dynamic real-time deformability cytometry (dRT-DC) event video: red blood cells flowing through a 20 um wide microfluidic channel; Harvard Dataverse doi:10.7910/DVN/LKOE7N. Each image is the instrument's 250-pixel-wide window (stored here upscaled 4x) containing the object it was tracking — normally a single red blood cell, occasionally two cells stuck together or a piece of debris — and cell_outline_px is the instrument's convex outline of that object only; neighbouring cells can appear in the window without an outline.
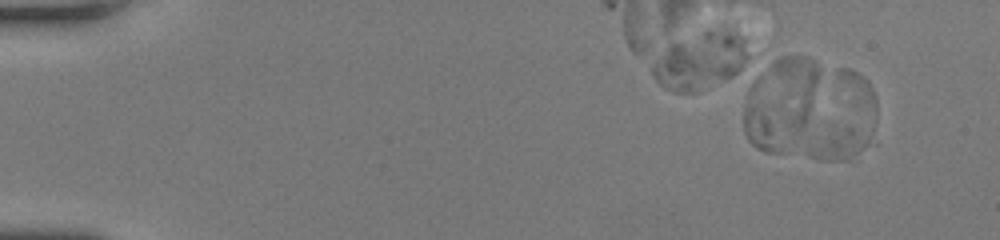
{"species": "human", "species_latin": "Homo sapiens", "temperature_condition": "room temperature", "stored_images_in_passage": 18, "camera_frame_rate_fps": 3000, "um_per_image_px": 0.085, "donor": {"sex": "female"}, "frame": {"image": 1, "passage_image": 1, "time_ms": 0.0, "image_size_px": [1000, 240], "cell_outline_px": [[876, 144], [860, 160], [828, 160], [812, 156], [808, 152], [840, 68], [848, 68], [856, 72], [872, 88], [876, 96]], "centroid_in_image_um": [71.98, 10.23], "position_along_channel_um": 13.0, "area_um2": 31.96}}